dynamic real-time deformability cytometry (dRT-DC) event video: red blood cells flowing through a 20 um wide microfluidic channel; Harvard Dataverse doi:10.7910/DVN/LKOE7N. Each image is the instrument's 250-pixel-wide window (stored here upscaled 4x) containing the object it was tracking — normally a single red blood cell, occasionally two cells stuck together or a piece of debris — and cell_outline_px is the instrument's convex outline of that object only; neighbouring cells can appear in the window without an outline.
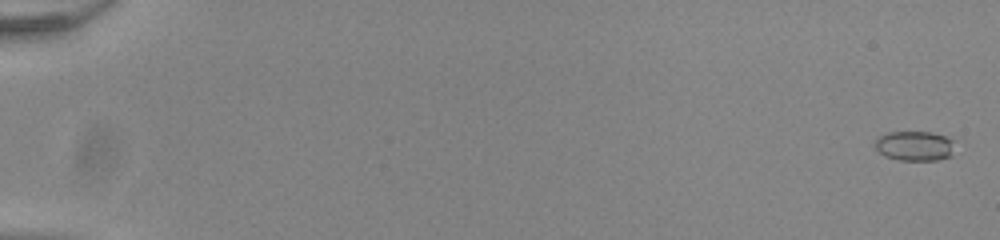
{"species": "common noctule bat (a hibernating species)", "species_latin": "Nyctalus noctula", "temperature_condition": "room temperature", "stored_images_in_passage": 56, "camera_frame_rate_fps": 3000, "um_per_image_px": 0.085, "animal": {"sex": "male", "body_mass_g": 20.0, "forearm_length_mm": 53.3}, "frame": {"image": 1, "passage_image": 2, "time_ms": 0.333, "image_size_px": [1000, 240], "cell_outline_px": [[952, 156], [936, 160], [900, 160], [884, 156], [876, 148], [876, 140], [880, 136], [888, 132], [932, 132], [944, 136], [952, 140]], "centroid_in_image_um": [77.74, 12.4], "position_along_channel_um": 7.3, "area_um2": 13.64}}
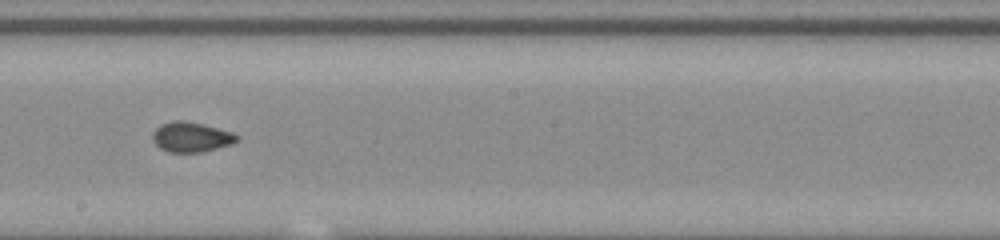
{"frame": {"image": 2, "passage_image": 34, "time_ms": 11.0, "image_size_px": [1000, 240], "cell_outline_px": [[240, 140], [232, 144], [200, 152], [168, 152], [160, 148], [152, 140], [152, 132], [160, 124], [172, 120], [184, 120], [232, 132], [240, 136]], "centroid_in_image_um": [16.23, 11.64], "position_along_channel_um": 232.0, "area_um2": 14.74}}
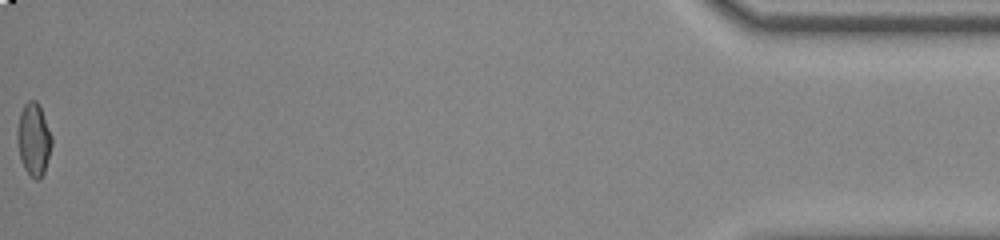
{"frame": {"image": 3, "passage_image": 56, "time_ms": 18.333, "image_size_px": [1000, 240], "cell_outline_px": [[52, 144], [44, 172], [40, 180], [36, 180], [24, 168], [20, 156], [16, 136], [16, 132], [20, 112], [24, 104], [28, 100], [36, 100], [40, 108], [52, 136]], "centroid_in_image_um": [2.85, 11.84], "position_along_channel_um": 432.3, "area_um2": 14.45}, "authors_computed_cell_mechanics": {"area_um2": 14.2766, "velocity_mm_per_s": 3.9134, "shape_relaxation_time_tau1_ms": null, "shape_relaxation_time_tau2_ms": 0.9944, "deformation_change_tau1": null, "deformation_change_tau2": 0.0472}}